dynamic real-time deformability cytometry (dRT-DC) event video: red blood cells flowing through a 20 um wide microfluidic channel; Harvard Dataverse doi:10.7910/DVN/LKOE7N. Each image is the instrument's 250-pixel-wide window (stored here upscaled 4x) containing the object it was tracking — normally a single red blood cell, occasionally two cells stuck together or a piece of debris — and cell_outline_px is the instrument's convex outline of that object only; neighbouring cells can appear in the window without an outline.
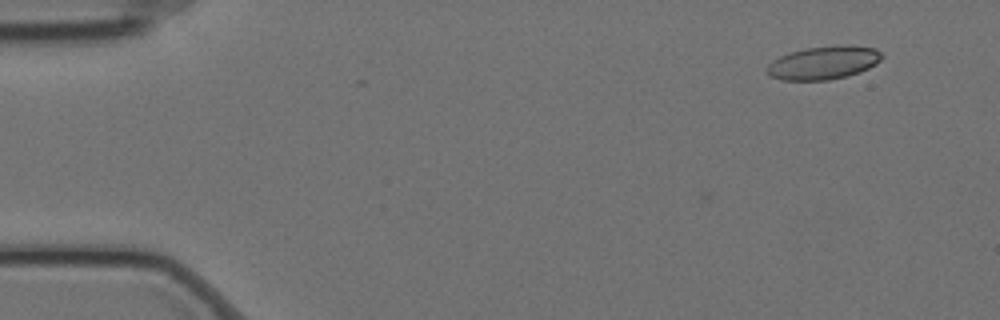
{"species": "Egyptian fruit bat (a non-hibernating species)", "species_latin": "Rousettus aegyptiacus", "temperature_condition": "cold", "stored_images_in_passage": 3, "camera_frame_rate_fps": 3000, "um_per_image_px": 0.085, "animal": {"sex": "female"}, "frame": {"image": 1, "passage_image": 1, "time_ms": 0.0, "image_size_px": [1000, 320], "cell_outline_px": [[884, 56], [876, 64], [860, 72], [848, 76], [828, 80], [784, 80], [772, 76], [764, 68], [772, 60], [780, 56], [804, 48], [836, 44], [844, 44], [876, 48]], "centroid_in_image_um": [70.03, 5.31], "position_along_channel_um": 15.0, "area_um2": 22.48}}